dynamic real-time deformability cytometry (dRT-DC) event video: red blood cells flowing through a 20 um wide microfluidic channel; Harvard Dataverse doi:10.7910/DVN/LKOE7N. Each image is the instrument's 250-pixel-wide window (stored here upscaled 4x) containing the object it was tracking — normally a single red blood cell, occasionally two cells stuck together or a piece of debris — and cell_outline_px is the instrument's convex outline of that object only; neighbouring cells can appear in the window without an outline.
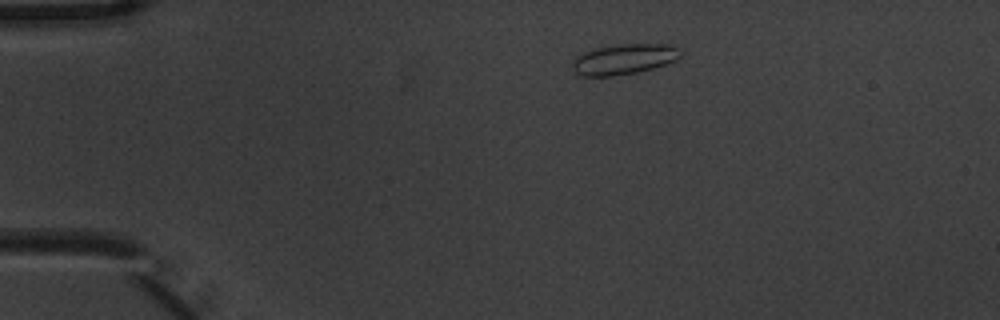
{"species": "common noctule bat (a hibernating species)", "species_latin": "Nyctalus noctula", "temperature_condition": "warm", "stored_images_in_passage": 2, "camera_frame_rate_fps": 3000, "um_per_image_px": 0.085, "animal": {"sex": "male", "body_mass_g": 20.1, "forearm_length_mm": 53.5}, "frame": {"image": 1, "passage_image": 2, "time_ms": 0.333, "image_size_px": [1000, 320], "cell_outline_px": [[680, 56], [676, 60], [668, 64], [636, 72], [612, 76], [580, 76], [576, 72], [572, 64], [572, 60], [576, 56], [584, 52], [596, 48], [616, 44], [668, 44], [680, 48]], "centroid_in_image_um": [53.04, 5.02], "position_along_channel_um": 32.0, "area_um2": 19.19}}